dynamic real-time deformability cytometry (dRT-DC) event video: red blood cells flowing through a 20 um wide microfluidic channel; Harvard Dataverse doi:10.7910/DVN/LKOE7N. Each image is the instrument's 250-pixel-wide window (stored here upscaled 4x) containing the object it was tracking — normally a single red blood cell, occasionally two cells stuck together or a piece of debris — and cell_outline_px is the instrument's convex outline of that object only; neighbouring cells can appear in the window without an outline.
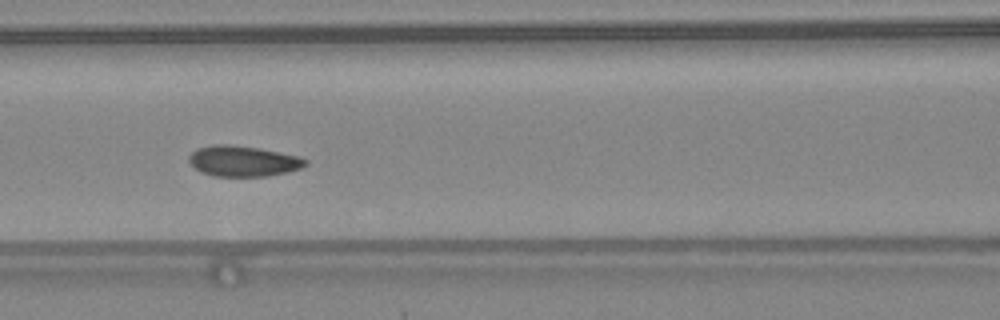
{"species": "common noctule bat (a hibernating species)", "species_latin": "Nyctalus noctula", "temperature_condition": "warm", "stored_images_in_passage": 48, "camera_frame_rate_fps": 3000, "um_per_image_px": 0.085, "animal": {"sex": "female", "body_mass_g": 24.6, "forearm_length_mm": 56.2}, "frame": {"image": 1, "passage_image": 21, "time_ms": 6.667, "image_size_px": [1000, 320], "cell_outline_px": [[308, 164], [300, 168], [288, 172], [268, 176], [212, 176], [200, 172], [188, 160], [188, 156], [196, 148], [212, 144], [228, 144], [260, 148], [296, 156], [308, 160]], "centroid_in_image_um": [20.64, 13.69], "position_along_channel_um": 146.0, "area_um2": 20.87}, "authors_computed_cell_mechanics": {"area_um2": 20.4612, "velocity_mm_per_s": 4.339, "shape_relaxation_time_tau1_ms": 2.0775, "shape_relaxation_time_tau2_ms": null, "deformation_change_tau1": 0.0608, "deformation_change_tau2": null}}